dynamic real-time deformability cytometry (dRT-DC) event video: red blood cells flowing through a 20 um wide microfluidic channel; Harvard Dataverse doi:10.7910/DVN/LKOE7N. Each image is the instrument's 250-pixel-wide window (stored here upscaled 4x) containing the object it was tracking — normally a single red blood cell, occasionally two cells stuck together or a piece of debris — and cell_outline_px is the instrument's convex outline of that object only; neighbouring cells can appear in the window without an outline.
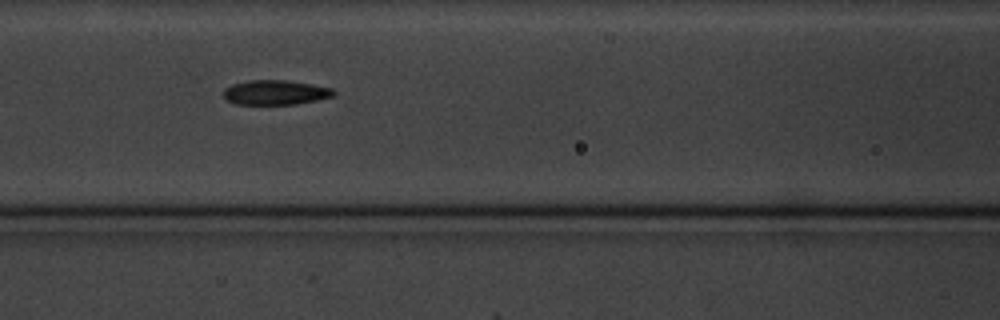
{"species": "common noctule bat (a hibernating species)", "species_latin": "Nyctalus noctula", "temperature_condition": "cold", "stored_images_in_passage": 7, "camera_frame_rate_fps": 3000, "um_per_image_px": 0.085, "animal": {"sex": "male", "body_mass_g": 20.1, "forearm_length_mm": 53.5}, "frame": {"image": 1, "passage_image": 6, "time_ms": 7.333, "image_size_px": [1000, 320], "cell_outline_px": [[336, 96], [296, 104], [236, 104], [228, 100], [224, 96], [224, 88], [232, 84], [248, 80], [288, 80], [312, 84], [332, 88], [336, 92]], "centroid_in_image_um": [23.44, 7.85], "position_along_channel_um": 143.2, "area_um2": 15.9}}
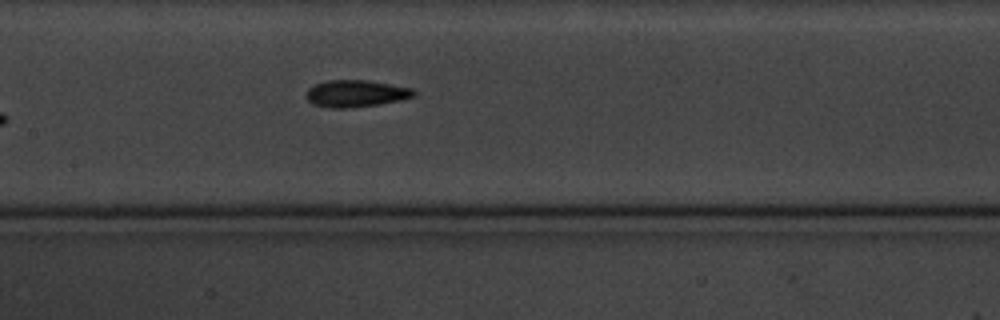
{"frame": {"image": 2, "passage_image": 7, "time_ms": 8.333, "image_size_px": [1000, 320], "cell_outline_px": [[416, 96], [400, 100], [376, 104], [348, 108], [332, 108], [312, 104], [308, 100], [308, 88], [312, 84], [328, 80], [368, 80], [412, 88], [416, 92]], "centroid_in_image_um": [30.25, 7.94], "position_along_channel_um": 177.2, "area_um2": 16.82}}